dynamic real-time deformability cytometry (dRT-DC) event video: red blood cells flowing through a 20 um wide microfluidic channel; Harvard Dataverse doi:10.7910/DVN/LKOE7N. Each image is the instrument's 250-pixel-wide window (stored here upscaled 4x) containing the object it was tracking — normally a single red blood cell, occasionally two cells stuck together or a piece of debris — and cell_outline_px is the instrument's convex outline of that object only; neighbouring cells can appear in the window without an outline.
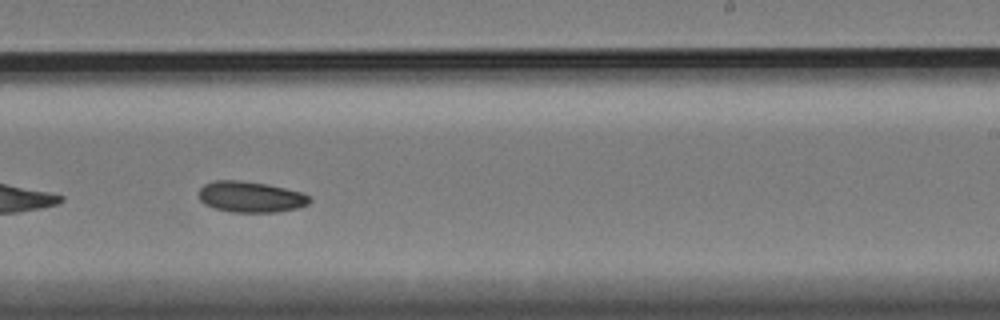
{"species": "Egyptian fruit bat (a non-hibernating species)", "species_latin": "Rousettus aegyptiacus", "temperature_condition": "cold", "stored_images_in_passage": 42, "camera_frame_rate_fps": 3000, "um_per_image_px": 0.085, "animal": {"sex": "female"}, "frame": {"image": 1, "passage_image": 19, "time_ms": 6.0, "image_size_px": [1000, 320], "cell_outline_px": [[312, 200], [308, 204], [296, 208], [276, 212], [232, 212], [216, 208], [204, 204], [200, 200], [200, 188], [204, 184], [216, 180], [240, 180], [268, 184], [304, 192]], "centroid_in_image_um": [21.33, 16.72], "position_along_channel_um": 267.7, "area_um2": 20.0}}